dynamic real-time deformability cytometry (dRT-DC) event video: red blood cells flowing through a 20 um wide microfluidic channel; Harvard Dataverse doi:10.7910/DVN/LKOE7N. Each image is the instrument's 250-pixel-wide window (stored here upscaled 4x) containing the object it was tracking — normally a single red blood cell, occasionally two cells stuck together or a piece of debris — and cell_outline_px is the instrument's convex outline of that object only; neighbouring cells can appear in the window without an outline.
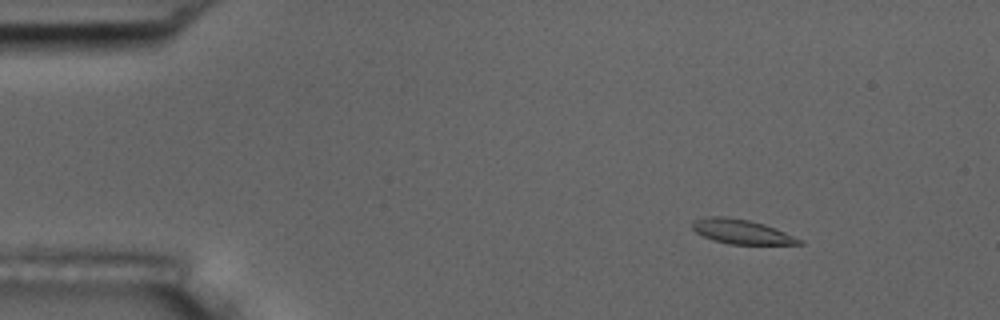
{"species": "common noctule bat (a hibernating species)", "species_latin": "Nyctalus noctula", "temperature_condition": "room temperature", "stored_images_in_passage": 49, "camera_frame_rate_fps": 3000, "um_per_image_px": 0.085, "animal": {"sex": "male", "body_mass_g": 17.5, "forearm_length_mm": 52.3}, "frame": {"image": 1, "passage_image": 1, "time_ms": 0.0, "image_size_px": [1000, 320], "cell_outline_px": [[804, 244], [728, 244], [712, 240], [696, 232], [692, 228], [692, 224], [696, 220], [708, 216], [724, 216], [748, 220], [764, 224], [804, 240]], "centroid_in_image_um": [63.04, 19.7], "position_along_channel_um": 22.0, "area_um2": 15.09}}
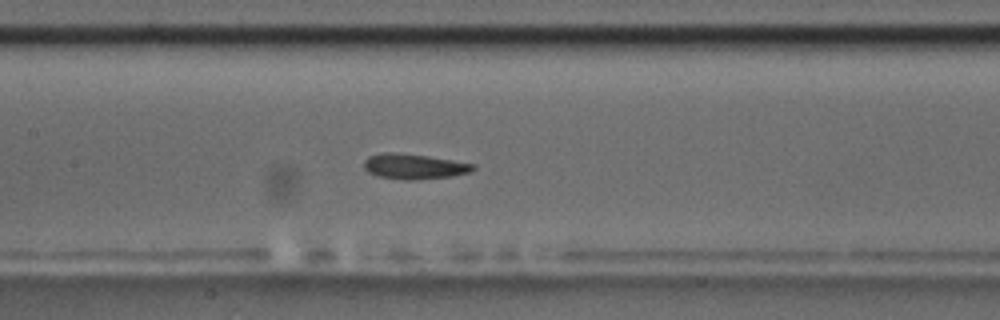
{"frame": {"image": 2, "passage_image": 20, "time_ms": 6.333, "image_size_px": [1000, 320], "cell_outline_px": [[476, 168], [468, 172], [452, 176], [416, 180], [404, 180], [380, 176], [368, 172], [364, 168], [364, 160], [368, 156], [384, 152], [396, 152], [428, 156], [476, 164]], "centroid_in_image_um": [35.19, 14.14], "position_along_channel_um": 172.2, "area_um2": 16.07}}
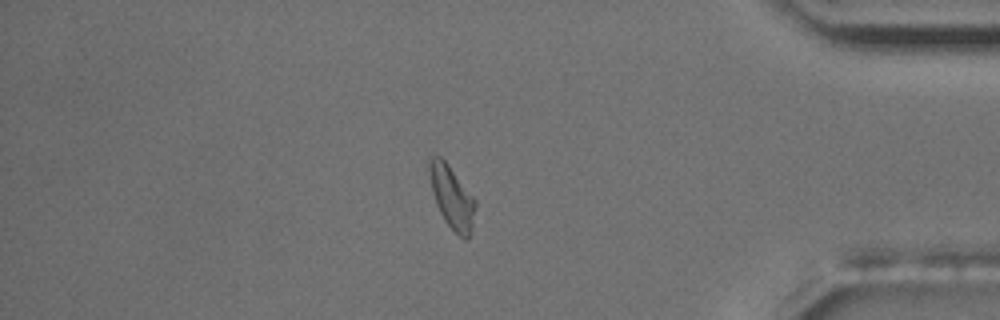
{"frame": {"image": 3, "passage_image": 41, "time_ms": 13.333, "image_size_px": [1000, 320], "cell_outline_px": [[476, 208], [472, 232], [468, 240], [464, 240], [444, 220], [436, 204], [432, 192], [428, 168], [428, 156], [440, 156], [448, 164], [476, 200]], "centroid_in_image_um": [38.42, 16.77], "position_along_channel_um": 396.8, "area_um2": 16.94}, "authors_computed_cell_mechanics": {"area_um2": 15.8372, "velocity_mm_per_s": 3.6673, "shape_relaxation_time_tau1_ms": 4.0885, "shape_relaxation_time_tau2_ms": 3.0952, "deformation_change_tau1": 0.1425, "deformation_change_tau2": 0.1109}}